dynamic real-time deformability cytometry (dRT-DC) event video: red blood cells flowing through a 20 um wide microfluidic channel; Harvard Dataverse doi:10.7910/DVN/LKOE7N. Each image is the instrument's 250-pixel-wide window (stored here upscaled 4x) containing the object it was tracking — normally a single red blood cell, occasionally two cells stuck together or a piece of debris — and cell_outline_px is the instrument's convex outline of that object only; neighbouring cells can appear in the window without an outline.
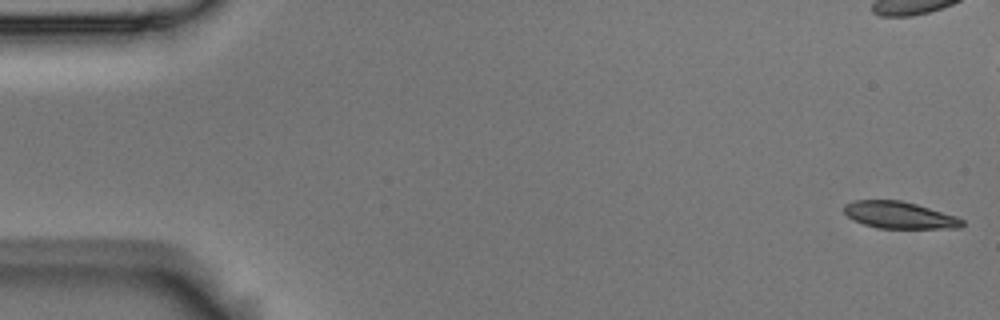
{"species": "Egyptian fruit bat (a non-hibernating species)", "species_latin": "Rousettus aegyptiacus", "temperature_condition": "room temperature", "stored_images_in_passage": 10, "camera_frame_rate_fps": 3000, "um_per_image_px": 0.085, "animal": {"sex": "male"}, "frame": {"image": 1, "passage_image": 1, "time_ms": 0.0, "image_size_px": [1000, 320], "cell_outline_px": [[964, 224], [960, 228], [876, 228], [852, 220], [844, 212], [844, 204], [852, 200], [900, 200], [916, 204], [956, 216], [964, 220]], "centroid_in_image_um": [76.42, 18.28], "position_along_channel_um": 8.6, "area_um2": 18.55}}
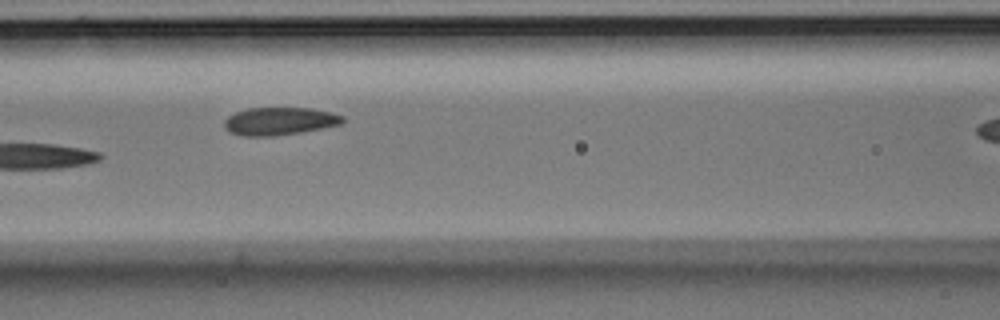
{"frame": {"image": 2, "passage_image": 7, "time_ms": 2.0, "image_size_px": [1000, 320], "cell_outline_px": [[344, 120], [340, 124], [300, 132], [272, 136], [240, 136], [228, 132], [224, 128], [224, 120], [228, 116], [236, 112], [248, 108], [312, 108], [332, 112], [344, 116]], "centroid_in_image_um": [23.72, 10.3], "position_along_channel_um": 142.9, "area_um2": 19.19}}
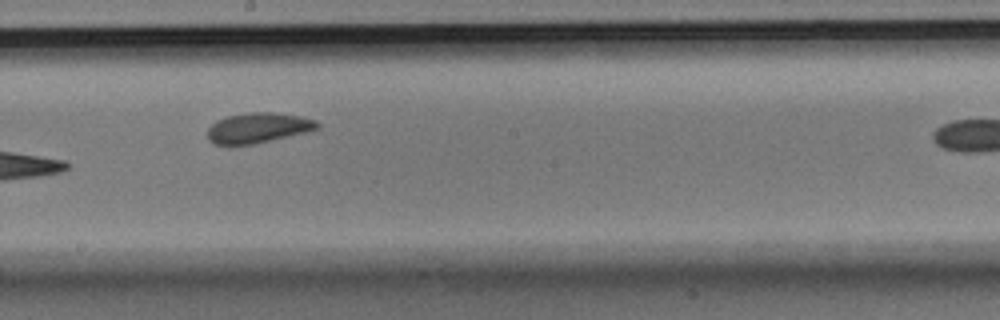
{"frame": {"image": 3, "passage_image": 9, "time_ms": 2.667, "image_size_px": [1000, 320], "cell_outline_px": [[320, 128], [256, 144], [216, 144], [208, 140], [208, 128], [216, 120], [228, 116], [248, 112], [272, 112], [304, 116], [316, 120], [320, 124]], "centroid_in_image_um": [21.96, 10.85], "position_along_channel_um": 226.2, "area_um2": 19.31}}